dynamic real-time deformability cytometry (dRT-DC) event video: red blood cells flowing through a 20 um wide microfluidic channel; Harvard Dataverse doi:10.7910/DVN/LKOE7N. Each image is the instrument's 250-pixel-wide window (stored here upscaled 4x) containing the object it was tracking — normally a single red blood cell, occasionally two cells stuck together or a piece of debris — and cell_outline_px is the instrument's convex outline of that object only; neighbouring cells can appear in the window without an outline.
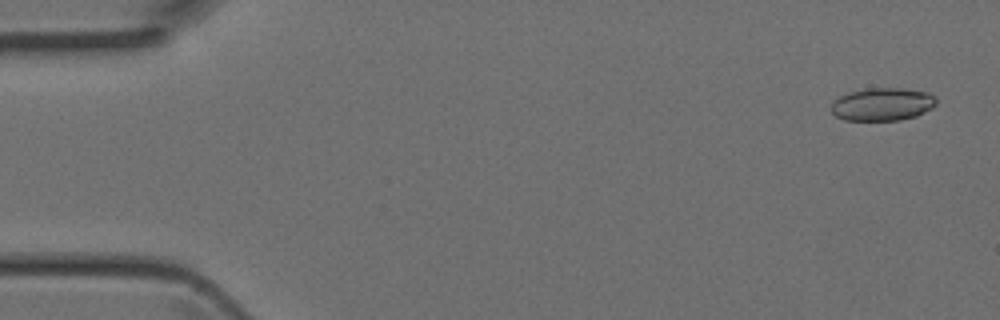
{"species": "Egyptian fruit bat (a non-hibernating species)", "species_latin": "Rousettus aegyptiacus", "temperature_condition": "room temperature", "stored_images_in_passage": 4, "camera_frame_rate_fps": 3000, "um_per_image_px": 0.085, "animal": {"sex": "female"}, "frame": {"image": 1, "passage_image": 1, "time_ms": 0.0, "image_size_px": [1000, 320], "cell_outline_px": [[936, 104], [932, 108], [916, 116], [900, 120], [844, 120], [836, 116], [832, 112], [832, 100], [848, 92], [864, 88], [904, 88], [928, 92], [936, 96]], "centroid_in_image_um": [75.01, 8.85], "position_along_channel_um": 10.0, "area_um2": 20.35}}
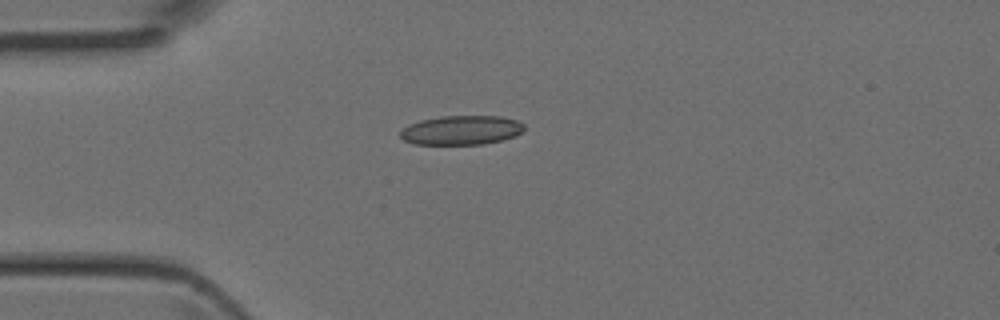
{"frame": {"image": 2, "passage_image": 4, "time_ms": 1.0, "image_size_px": [1000, 320], "cell_outline_px": [[524, 128], [516, 136], [504, 140], [484, 144], [412, 144], [404, 140], [400, 136], [400, 132], [408, 124], [420, 120], [440, 116], [500, 116], [516, 120], [524, 124]], "centroid_in_image_um": [39.21, 11.06], "position_along_channel_um": 45.8, "area_um2": 21.21}}